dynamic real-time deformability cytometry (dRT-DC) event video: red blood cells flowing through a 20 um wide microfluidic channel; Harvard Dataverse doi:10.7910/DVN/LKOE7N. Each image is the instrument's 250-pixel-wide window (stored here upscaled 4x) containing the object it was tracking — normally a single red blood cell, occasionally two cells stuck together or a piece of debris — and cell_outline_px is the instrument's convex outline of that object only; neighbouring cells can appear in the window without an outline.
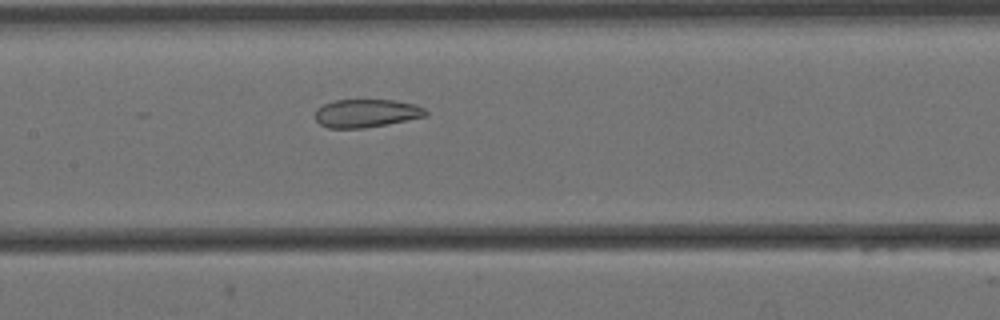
{"species": "Egyptian fruit bat (a non-hibernating species)", "species_latin": "Rousettus aegyptiacus", "temperature_condition": "cold", "stored_images_in_passage": 5, "camera_frame_rate_fps": 3000, "um_per_image_px": 0.085, "animal": {"sex": "female"}, "frame": {"image": 1, "passage_image": 5, "time_ms": 1.333, "image_size_px": [1000, 320], "cell_outline_px": [[428, 116], [388, 124], [364, 128], [328, 128], [320, 124], [316, 120], [316, 108], [324, 104], [336, 100], [392, 100], [416, 104], [424, 108], [428, 112]], "centroid_in_image_um": [31.16, 9.63], "position_along_channel_um": 176.2, "area_um2": 18.21}}